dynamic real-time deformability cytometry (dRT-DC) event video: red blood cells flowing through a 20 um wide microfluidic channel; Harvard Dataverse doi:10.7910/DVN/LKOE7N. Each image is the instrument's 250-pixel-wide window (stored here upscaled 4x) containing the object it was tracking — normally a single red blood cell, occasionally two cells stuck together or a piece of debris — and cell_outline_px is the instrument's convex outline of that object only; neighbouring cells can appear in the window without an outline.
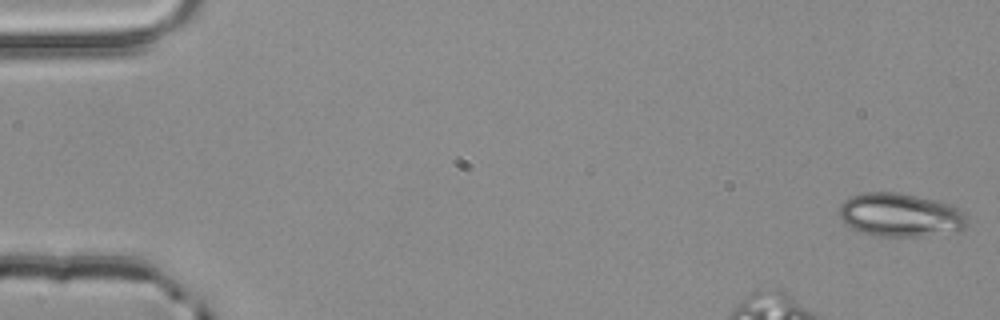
{"species": "common noctule bat (a hibernating species)", "species_latin": "Nyctalus noctula", "temperature_condition": "room temperature", "stored_images_in_passage": 4, "camera_frame_rate_fps": 3000, "um_per_image_px": 0.085, "animal": {"sex": "male", "body_mass_g": 20.4}, "frame": {"image": 1, "passage_image": 1, "time_ms": 0.0, "image_size_px": [1000, 320], "cell_outline_px": [[968, 224], [964, 232], [920, 236], [876, 236], [852, 228], [844, 224], [840, 216], [840, 204], [848, 196], [864, 192], [900, 192], [936, 200], [952, 204], [968, 212]], "centroid_in_image_um": [76.63, 18.27], "position_along_channel_um": 8.4, "area_um2": 33.35}}
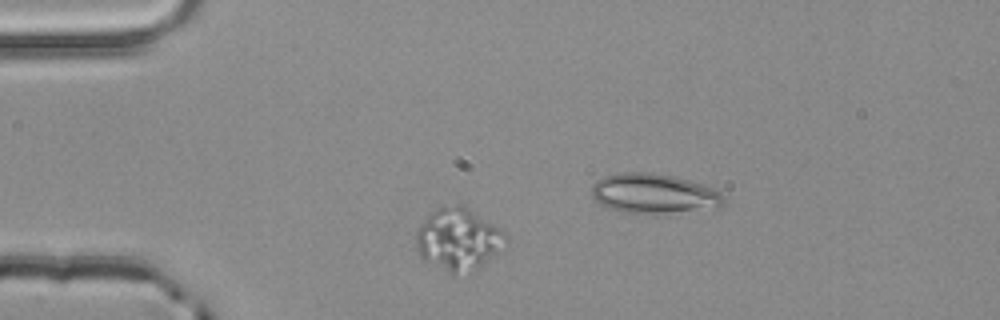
{"frame": {"image": 2, "passage_image": 3, "time_ms": 0.667, "image_size_px": [1000, 320], "cell_outline_px": [[508, 244], [500, 252], [480, 268], [456, 276], [452, 276], [424, 260], [420, 256], [416, 248], [416, 232], [428, 216], [440, 204], [460, 204], [508, 232]], "centroid_in_image_um": [39.0, 20.37], "position_along_channel_um": 46.0, "area_um2": 33.29}}